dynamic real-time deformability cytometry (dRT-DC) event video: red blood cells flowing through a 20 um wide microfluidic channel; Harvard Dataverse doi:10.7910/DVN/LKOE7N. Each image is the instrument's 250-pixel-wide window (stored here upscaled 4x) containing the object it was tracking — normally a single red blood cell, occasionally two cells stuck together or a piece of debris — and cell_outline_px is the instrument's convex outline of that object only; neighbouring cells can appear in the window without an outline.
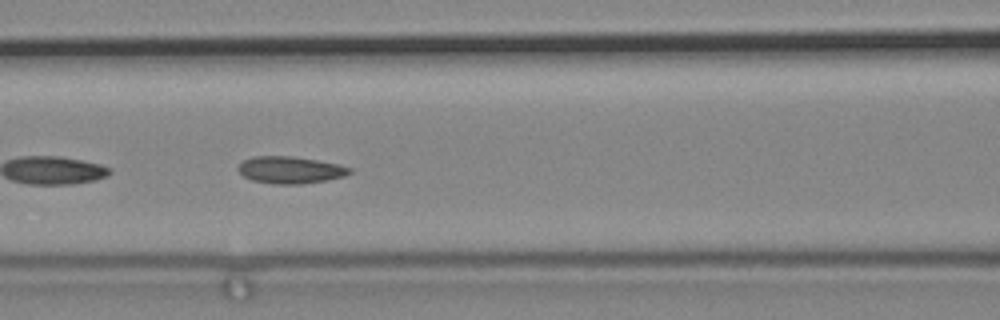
{"species": "common noctule bat (a hibernating species)", "species_latin": "Nyctalus noctula", "temperature_condition": "cold", "stored_images_in_passage": 9, "segment_of_instrument_passage": [2, 2], "camera_frame_rate_fps": 3000, "um_per_image_px": 0.085, "animal": {"sex": "male", "body_mass_g": 19.2, "forearm_length_mm": 51.8}, "frame": {"image": 1, "passage_image": 6, "time_ms": 1.667, "image_size_px": [1000, 320], "cell_outline_px": [[352, 172], [344, 176], [328, 180], [300, 184], [272, 184], [252, 180], [244, 176], [236, 168], [244, 160], [252, 156], [292, 156], [340, 164], [352, 168]], "centroid_in_image_um": [24.68, 14.44], "position_along_channel_um": 141.9, "area_um2": 17.63}}
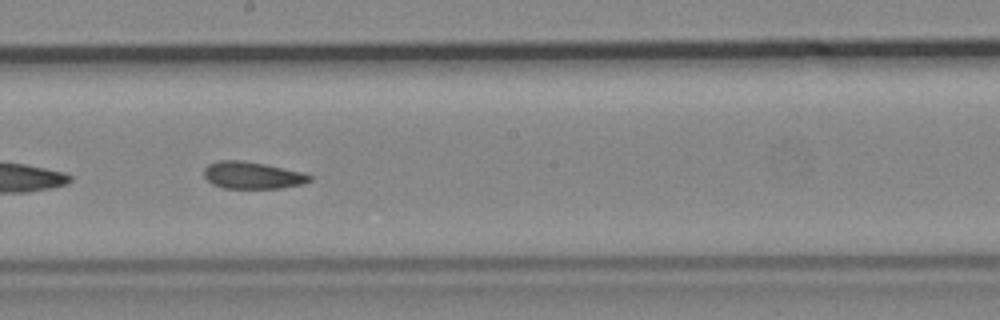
{"frame": {"image": 2, "passage_image": 8, "time_ms": 2.333, "image_size_px": [1000, 320], "cell_outline_px": [[312, 180], [300, 184], [280, 188], [224, 188], [212, 184], [204, 176], [204, 168], [208, 164], [220, 160], [240, 160], [264, 164], [300, 172], [312, 176]], "centroid_in_image_um": [21.4, 14.9], "position_along_channel_um": 226.8, "area_um2": 16.42}}
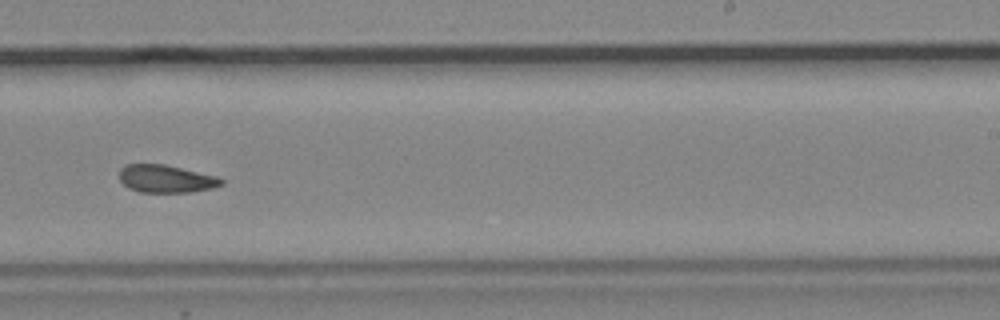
{"frame": {"image": 3, "passage_image": 9, "time_ms": 2.667, "image_size_px": [1000, 320], "cell_outline_px": [[224, 184], [212, 188], [188, 192], [140, 192], [128, 188], [120, 180], [120, 168], [124, 164], [164, 164], [216, 176], [224, 180]], "centroid_in_image_um": [14.09, 15.19], "position_along_channel_um": 274.9, "area_um2": 16.42}}